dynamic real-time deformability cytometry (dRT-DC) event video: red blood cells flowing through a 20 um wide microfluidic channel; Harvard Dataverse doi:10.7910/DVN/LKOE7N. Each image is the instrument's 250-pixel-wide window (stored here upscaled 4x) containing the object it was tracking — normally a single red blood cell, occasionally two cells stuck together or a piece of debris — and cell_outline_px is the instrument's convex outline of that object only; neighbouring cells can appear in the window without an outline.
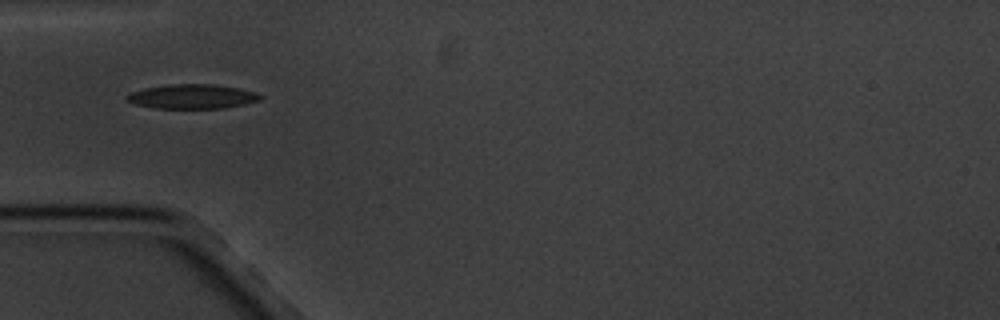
{"species": "common noctule bat (a hibernating species)", "species_latin": "Nyctalus noctula", "temperature_condition": "cold", "stored_images_in_passage": 5, "camera_frame_rate_fps": 3000, "um_per_image_px": 0.085, "animal": {"sex": "male", "body_mass_g": 20.1, "forearm_length_mm": 53.5}, "frame": {"image": 1, "passage_image": 1, "time_ms": 0.0, "image_size_px": [1000, 320], "cell_outline_px": [[264, 96], [260, 100], [244, 104], [224, 108], [156, 108], [136, 104], [124, 100], [124, 96], [132, 92], [144, 88], [168, 84], [212, 84], [240, 88], [256, 92]], "centroid_in_image_um": [16.34, 8.2], "position_along_channel_um": 68.7, "area_um2": 19.07}}
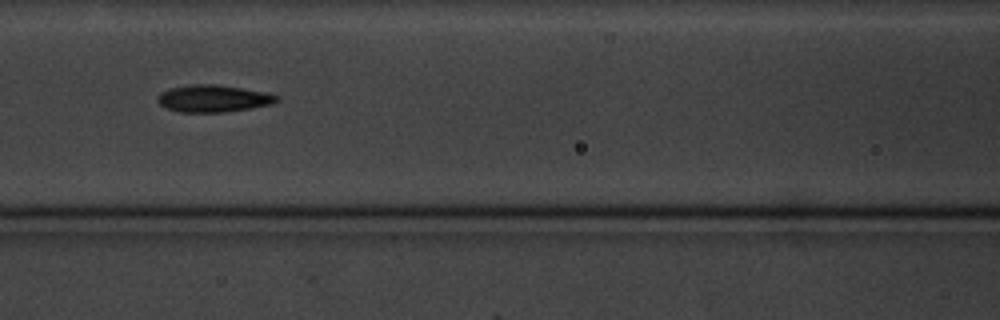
{"frame": {"image": 2, "passage_image": 3, "time_ms": 2.333, "image_size_px": [1000, 320], "cell_outline_px": [[280, 100], [272, 104], [224, 112], [180, 112], [164, 108], [156, 100], [156, 96], [160, 92], [168, 88], [188, 84], [216, 84], [268, 92], [276, 96]], "centroid_in_image_um": [18.07, 8.36], "position_along_channel_um": 148.5, "area_um2": 19.02}}
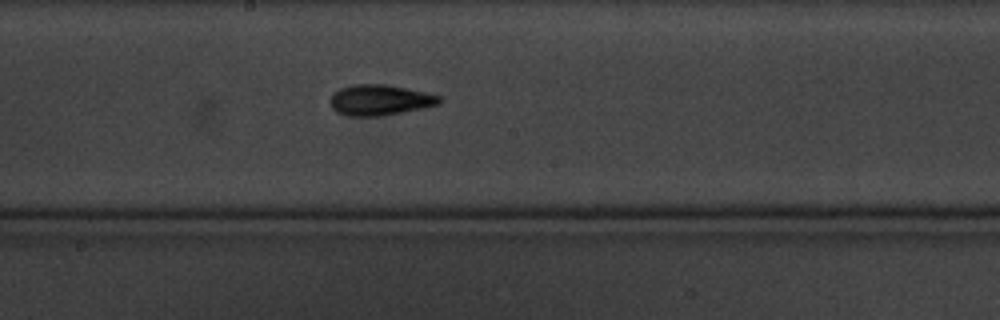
{"frame": {"image": 3, "passage_image": 5, "time_ms": 4.333, "image_size_px": [1000, 320], "cell_outline_px": [[440, 104], [380, 116], [348, 116], [336, 112], [332, 108], [328, 100], [332, 92], [340, 88], [352, 84], [388, 84], [424, 92], [440, 96]], "centroid_in_image_um": [32.2, 8.49], "position_along_channel_um": 216.0, "area_um2": 19.54}}